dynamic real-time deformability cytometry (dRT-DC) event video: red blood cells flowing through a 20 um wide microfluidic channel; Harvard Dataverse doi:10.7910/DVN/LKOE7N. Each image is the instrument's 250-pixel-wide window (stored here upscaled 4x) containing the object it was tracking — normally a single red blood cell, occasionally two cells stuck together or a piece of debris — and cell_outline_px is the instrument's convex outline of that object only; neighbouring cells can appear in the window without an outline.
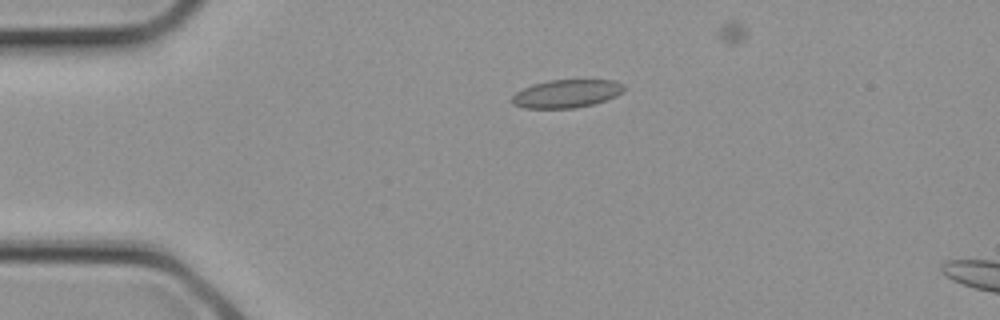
{"species": "common noctule bat (a hibernating species)", "species_latin": "Nyctalus noctula", "temperature_condition": "cold", "stored_images_in_passage": 3, "segment_of_instrument_passage": [1, 2], "camera_frame_rate_fps": 3000, "um_per_image_px": 0.085, "animal": {"sex": "female", "body_mass_g": 21.9}, "frame": {"image": 1, "passage_image": 2, "time_ms": 0.333, "image_size_px": [1000, 320], "cell_outline_px": [[624, 92], [616, 96], [592, 104], [576, 108], [524, 108], [512, 104], [512, 96], [516, 92], [532, 84], [548, 80], [612, 80], [624, 84]], "centroid_in_image_um": [48.15, 7.96], "position_along_channel_um": 36.9, "area_um2": 18.32}}